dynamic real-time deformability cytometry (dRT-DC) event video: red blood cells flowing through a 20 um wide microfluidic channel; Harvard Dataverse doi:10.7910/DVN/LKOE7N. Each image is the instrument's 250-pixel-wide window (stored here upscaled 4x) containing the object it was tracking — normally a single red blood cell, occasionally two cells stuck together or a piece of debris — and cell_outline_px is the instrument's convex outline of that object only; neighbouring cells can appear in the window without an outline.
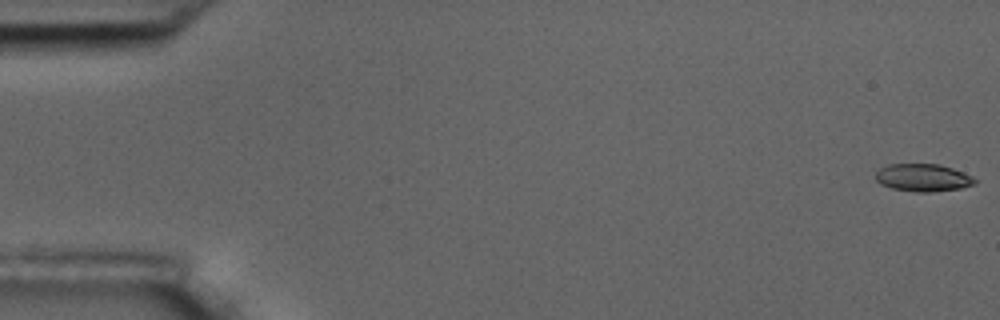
{"species": "common noctule bat (a hibernating species)", "species_latin": "Nyctalus noctula", "temperature_condition": "room temperature", "stored_images_in_passage": 6, "camera_frame_rate_fps": 3000, "um_per_image_px": 0.085, "animal": {"sex": "male", "body_mass_g": 17.5, "forearm_length_mm": 52.3}, "frame": {"image": 1, "passage_image": 1, "time_ms": 0.0, "image_size_px": [1000, 320], "cell_outline_px": [[976, 184], [960, 188], [928, 192], [916, 192], [892, 188], [880, 184], [876, 180], [876, 172], [880, 168], [888, 164], [940, 164], [964, 172], [972, 176], [976, 180]], "centroid_in_image_um": [78.46, 15.09], "position_along_channel_um": 6.5, "area_um2": 15.95}}
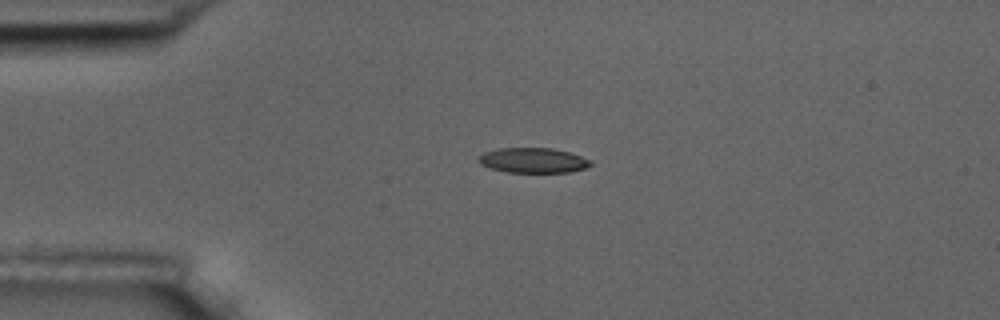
{"frame": {"image": 2, "passage_image": 4, "time_ms": 4.333, "image_size_px": [1000, 320], "cell_outline_px": [[592, 164], [584, 168], [568, 172], [504, 172], [480, 164], [476, 160], [484, 152], [496, 148], [552, 148], [568, 152], [592, 160]], "centroid_in_image_um": [45.28, 13.62], "position_along_channel_um": 39.7, "area_um2": 16.3}}